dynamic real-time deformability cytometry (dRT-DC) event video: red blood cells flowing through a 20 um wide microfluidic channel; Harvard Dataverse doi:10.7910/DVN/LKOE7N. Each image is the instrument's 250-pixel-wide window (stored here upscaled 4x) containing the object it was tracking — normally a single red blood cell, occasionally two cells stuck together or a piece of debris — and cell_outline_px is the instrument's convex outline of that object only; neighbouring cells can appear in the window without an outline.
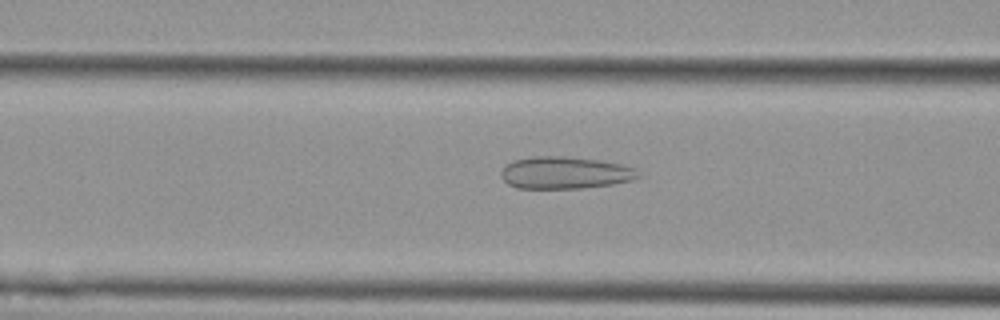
{"species": "Egyptian fruit bat (a non-hibernating species)", "species_latin": "Rousettus aegyptiacus", "temperature_condition": "cold", "stored_images_in_passage": 35, "camera_frame_rate_fps": 3000, "um_per_image_px": 0.085, "animal": {"sex": "female"}, "frame": {"image": 1, "passage_image": 9, "time_ms": 2.667, "image_size_px": [1000, 320], "cell_outline_px": [[644, 176], [632, 180], [612, 184], [584, 188], [516, 188], [508, 184], [500, 176], [500, 172], [512, 160], [532, 156], [564, 156], [600, 160], [620, 164], [636, 168]], "centroid_in_image_um": [48.05, 14.68], "position_along_channel_um": 118.5, "area_um2": 25.95}}
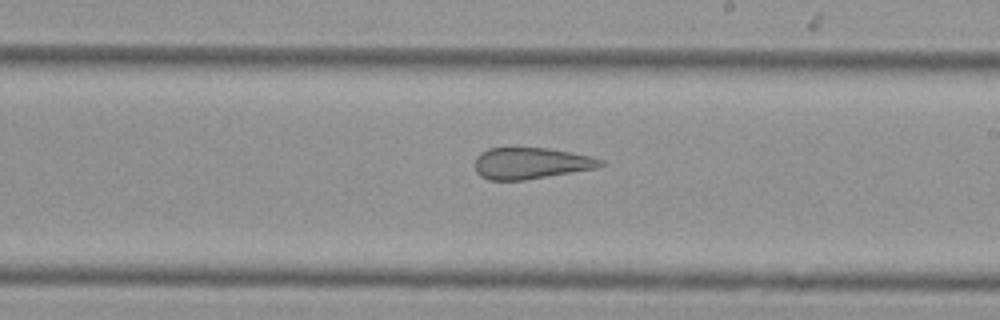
{"frame": {"image": 2, "passage_image": 19, "time_ms": 6.0, "image_size_px": [1000, 320], "cell_outline_px": [[604, 164], [596, 168], [524, 180], [488, 180], [480, 176], [476, 172], [476, 156], [480, 152], [488, 148], [552, 148], [592, 156], [604, 160]], "centroid_in_image_um": [45.13, 13.87], "position_along_channel_um": 243.9, "area_um2": 23.06}}
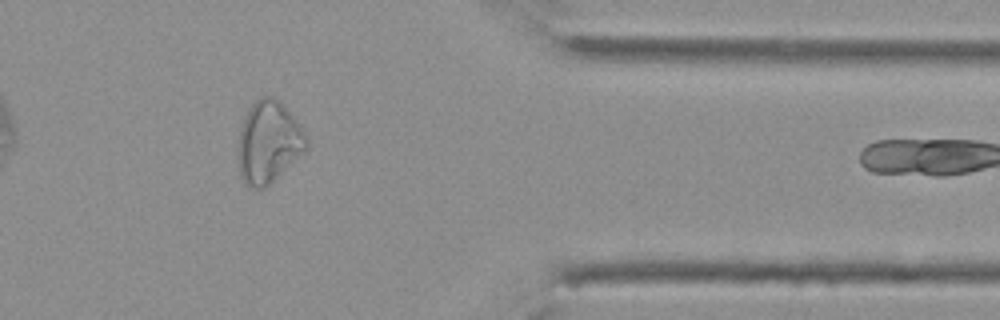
{"frame": {"image": 3, "passage_image": 32, "time_ms": 10.333, "image_size_px": [1000, 320], "cell_outline_px": [[308, 148], [304, 152], [264, 188], [248, 188], [244, 184], [240, 176], [236, 152], [240, 128], [244, 116], [248, 108], [260, 96], [272, 96], [280, 100], [284, 104], [304, 132], [308, 140]], "centroid_in_image_um": [22.78, 12.07], "position_along_channel_um": 388.6, "area_um2": 32.95}, "authors_computed_cell_mechanics": {"area_um2": 25.6054, "velocity_mm_per_s": 3.7659, "shape_relaxation_time_tau1_ms": null, "shape_relaxation_time_tau2_ms": 1.7513, "deformation_change_tau1": null, "deformation_change_tau2": 0.1125}}